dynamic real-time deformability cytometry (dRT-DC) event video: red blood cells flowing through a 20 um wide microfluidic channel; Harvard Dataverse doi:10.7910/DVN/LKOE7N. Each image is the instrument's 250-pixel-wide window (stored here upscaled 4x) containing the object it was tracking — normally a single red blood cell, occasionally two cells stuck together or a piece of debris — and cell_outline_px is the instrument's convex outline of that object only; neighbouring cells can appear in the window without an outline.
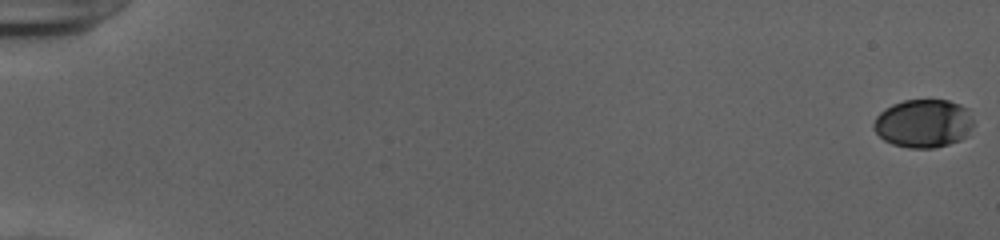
{"species": "human", "species_latin": "Homo sapiens", "temperature_condition": "cold", "stored_images_in_passage": 54, "camera_frame_rate_fps": 3000, "um_per_image_px": 0.085, "donor": {"sex": "female"}, "frame": {"image": 1, "passage_image": 1, "time_ms": 0.0, "image_size_px": [1000, 240], "cell_outline_px": [[972, 128], [968, 136], [960, 140], [948, 144], [932, 148], [908, 148], [892, 144], [884, 140], [872, 128], [872, 124], [876, 116], [884, 108], [892, 104], [904, 100], [948, 100], [960, 104], [968, 108], [972, 120]], "centroid_in_image_um": [78.48, 10.49], "position_along_channel_um": 6.5, "area_um2": 28.38}}
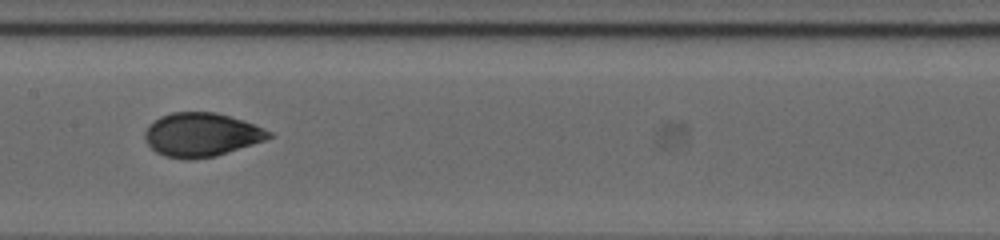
{"frame": {"image": 2, "passage_image": 30, "time_ms": 9.667, "image_size_px": [1000, 240], "cell_outline_px": [[276, 136], [216, 156], [192, 160], [188, 160], [164, 156], [156, 152], [148, 144], [144, 136], [144, 132], [148, 124], [160, 116], [172, 112], [216, 112], [264, 128], [272, 132]], "centroid_in_image_um": [17.09, 11.46], "position_along_channel_um": 190.3, "area_um2": 31.62}}
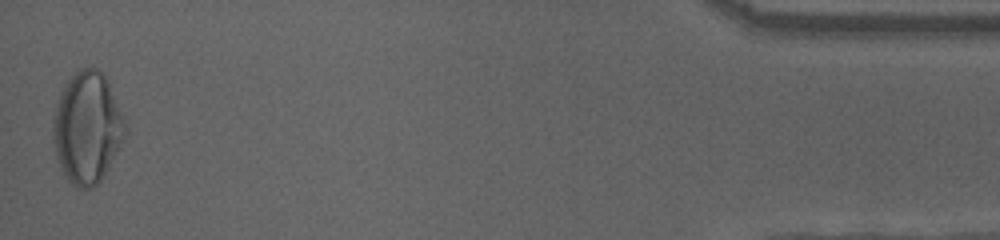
{"frame": {"image": 3, "passage_image": 54, "time_ms": 17.667, "image_size_px": [1000, 240], "cell_outline_px": [[128, 132], [104, 176], [92, 188], [76, 188], [68, 180], [56, 156], [52, 136], [52, 124], [56, 104], [68, 80], [76, 72], [92, 64], [104, 72], [124, 120]], "centroid_in_image_um": [7.42, 10.85], "position_along_channel_um": 427.8, "area_um2": 46.7}, "authors_computed_cell_mechanics": {"area_um2": 31.212, "velocity_mm_per_s": 3.9439, "shape_relaxation_time_tau1_ms": 4.3012, "shape_relaxation_time_tau2_ms": 0.698, "deformation_change_tau1": 0.1542, "deformation_change_tau2": 0.0439}}